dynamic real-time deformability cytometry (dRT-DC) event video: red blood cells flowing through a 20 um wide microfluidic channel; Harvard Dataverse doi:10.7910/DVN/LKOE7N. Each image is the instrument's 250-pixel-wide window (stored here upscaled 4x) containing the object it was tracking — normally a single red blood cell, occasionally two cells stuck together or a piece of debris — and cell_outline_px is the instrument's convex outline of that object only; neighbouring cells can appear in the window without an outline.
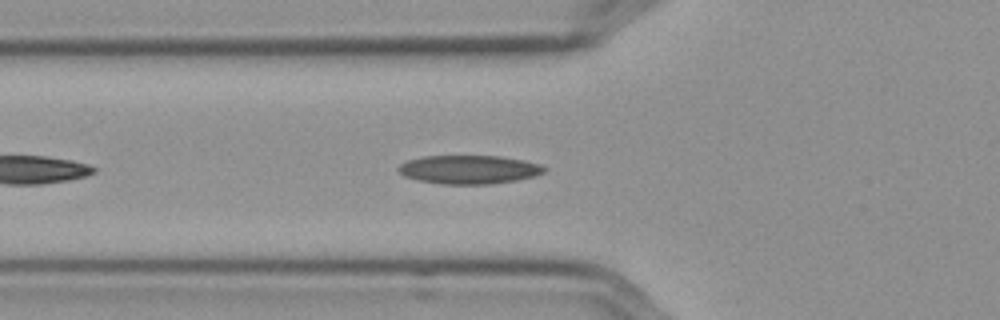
{"species": "Egyptian fruit bat (a non-hibernating species)", "species_latin": "Rousettus aegyptiacus", "temperature_condition": "cold", "stored_images_in_passage": 14, "camera_frame_rate_fps": 3000, "um_per_image_px": 0.085, "frame": {"image": 1, "passage_image": 3, "time_ms": 0.667, "image_size_px": [1000, 320], "cell_outline_px": [[548, 168], [544, 172], [532, 176], [516, 180], [492, 184], [444, 184], [420, 180], [404, 176], [396, 168], [400, 164], [408, 160], [424, 156], [500, 156], [540, 164]], "centroid_in_image_um": [39.85, 14.41], "position_along_channel_um": 85.9, "area_um2": 24.1}}
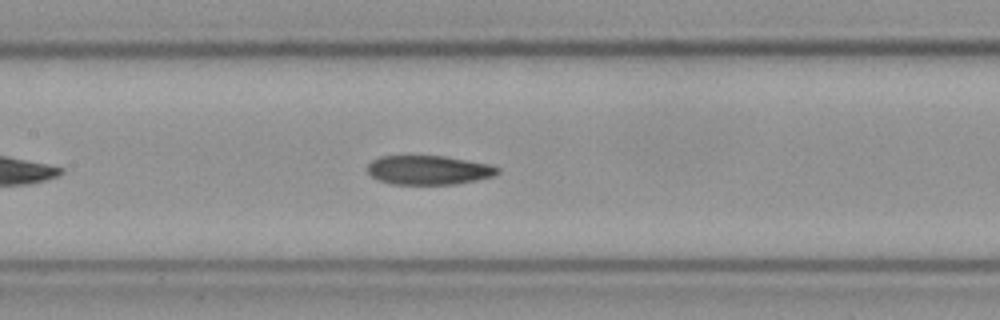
{"frame": {"image": 2, "passage_image": 10, "time_ms": 3.0, "image_size_px": [1000, 320], "cell_outline_px": [[500, 172], [496, 176], [456, 184], [392, 184], [380, 180], [372, 176], [368, 172], [368, 164], [372, 160], [380, 156], [444, 156], [488, 164], [500, 168]], "centroid_in_image_um": [36.46, 14.45], "position_along_channel_um": 170.9, "area_um2": 22.02}}
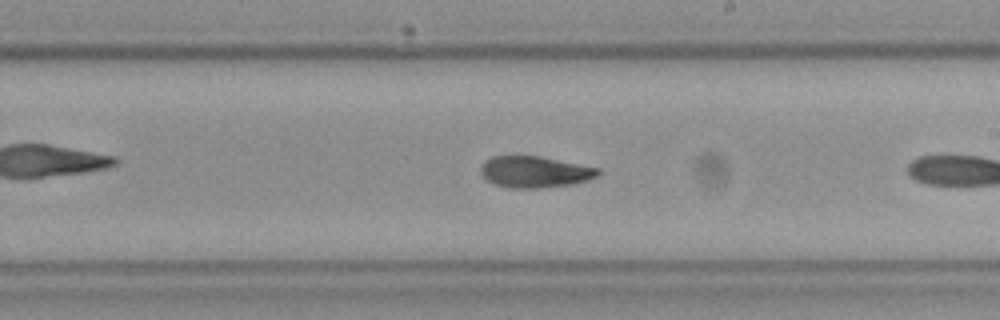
{"frame": {"image": 3, "passage_image": 13, "time_ms": 4.0, "image_size_px": [1000, 320], "cell_outline_px": [[600, 176], [588, 180], [572, 184], [540, 188], [508, 188], [496, 184], [488, 180], [480, 172], [480, 168], [492, 156], [540, 156], [600, 168]], "centroid_in_image_um": [45.51, 14.61], "position_along_channel_um": 243.5, "area_um2": 21.39}}